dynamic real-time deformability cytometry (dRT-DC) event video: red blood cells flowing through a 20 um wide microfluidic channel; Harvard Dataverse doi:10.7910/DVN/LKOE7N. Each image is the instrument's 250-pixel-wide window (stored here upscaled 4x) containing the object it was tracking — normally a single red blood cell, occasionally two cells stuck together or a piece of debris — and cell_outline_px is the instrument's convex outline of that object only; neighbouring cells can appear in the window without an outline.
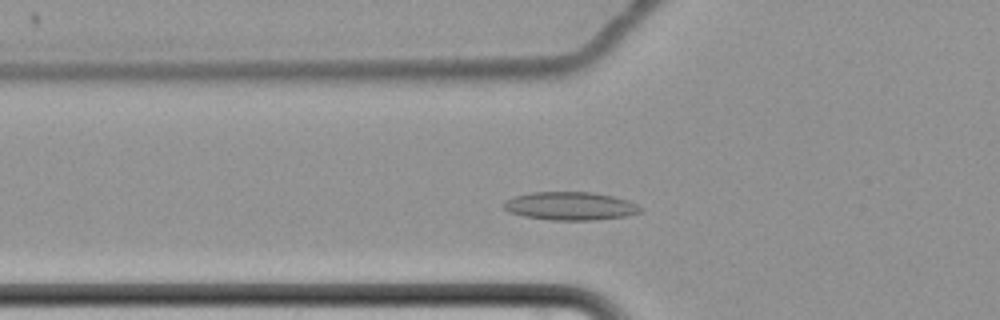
{"species": "common noctule bat (a hibernating species)", "species_latin": "Nyctalus noctula", "temperature_condition": "cold", "stored_images_in_passage": 50, "camera_frame_rate_fps": 3000, "um_per_image_px": 0.085, "animal": {"sex": "female", "body_mass_g": 22.7, "forearm_length_mm": 54.2}, "frame": {"image": 1, "passage_image": 11, "time_ms": 3.333, "image_size_px": [1000, 320], "cell_outline_px": [[644, 208], [640, 212], [628, 216], [592, 220], [552, 220], [524, 216], [508, 212], [504, 208], [504, 204], [512, 196], [532, 192], [592, 192], [612, 196], [628, 200]], "centroid_in_image_um": [48.49, 17.51], "position_along_channel_um": 77.3, "area_um2": 22.48}}
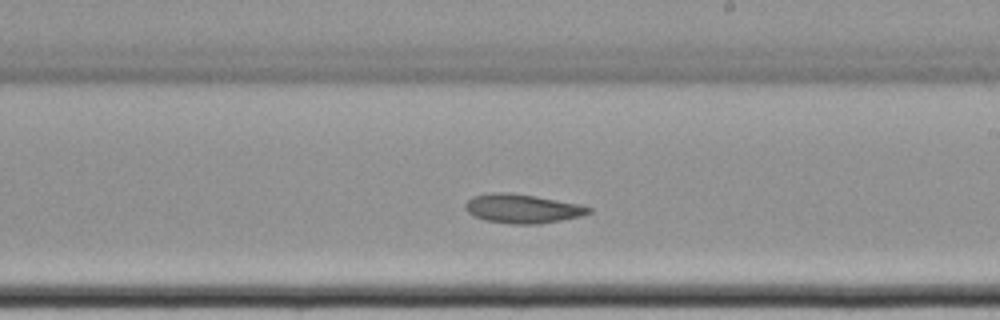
{"frame": {"image": 2, "passage_image": 26, "time_ms": 8.333, "image_size_px": [1000, 320], "cell_outline_px": [[592, 212], [580, 216], [540, 224], [512, 224], [484, 220], [472, 216], [464, 208], [464, 204], [472, 196], [492, 192], [504, 192], [536, 196], [580, 204], [592, 208]], "centroid_in_image_um": [44.37, 17.73], "position_along_channel_um": 244.6, "area_um2": 20.98}}
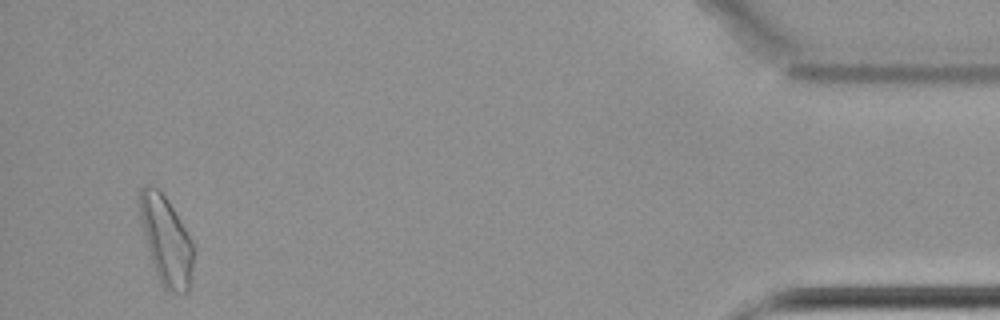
{"frame": {"image": 3, "passage_image": 48, "time_ms": 15.667, "image_size_px": [1000, 320], "cell_outline_px": [[192, 276], [188, 292], [176, 292], [164, 288], [156, 272], [152, 260], [144, 232], [140, 216], [140, 188], [144, 184], [152, 184], [160, 188], [192, 240]], "centroid_in_image_um": [14.13, 20.39], "position_along_channel_um": 421.1, "area_um2": 26.99}, "authors_computed_cell_mechanics": {"area_um2": 21.7906, "velocity_mm_per_s": 3.3836, "shape_relaxation_time_tau1_ms": null, "shape_relaxation_time_tau2_ms": 5.5832, "deformation_change_tau1": null, "deformation_change_tau2": 0.0883}}